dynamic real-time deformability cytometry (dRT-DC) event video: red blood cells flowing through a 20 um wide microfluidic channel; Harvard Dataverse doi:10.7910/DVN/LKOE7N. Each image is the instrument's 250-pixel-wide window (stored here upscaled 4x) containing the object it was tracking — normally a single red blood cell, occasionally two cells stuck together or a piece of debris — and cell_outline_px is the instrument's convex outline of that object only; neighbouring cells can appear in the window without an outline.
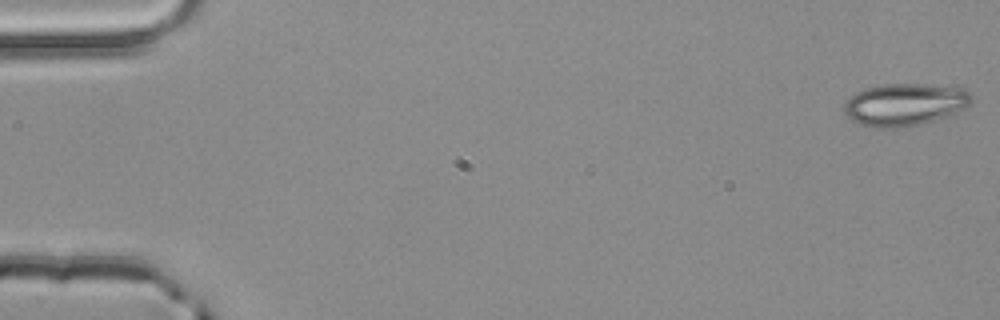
{"species": "common noctule bat (a hibernating species)", "species_latin": "Nyctalus noctula", "temperature_condition": "room temperature", "stored_images_in_passage": 5, "camera_frame_rate_fps": 3000, "um_per_image_px": 0.085, "animal": {"sex": "male", "body_mass_g": 20.4}, "frame": {"image": 1, "passage_image": 1, "time_ms": 0.0, "image_size_px": [1000, 320], "cell_outline_px": [[972, 100], [964, 108], [956, 112], [920, 124], [892, 128], [876, 128], [856, 124], [844, 112], [844, 104], [856, 92], [864, 88], [884, 84], [920, 84], [964, 88], [972, 96]], "centroid_in_image_um": [76.86, 8.88], "position_along_channel_um": 8.1, "area_um2": 31.15}}